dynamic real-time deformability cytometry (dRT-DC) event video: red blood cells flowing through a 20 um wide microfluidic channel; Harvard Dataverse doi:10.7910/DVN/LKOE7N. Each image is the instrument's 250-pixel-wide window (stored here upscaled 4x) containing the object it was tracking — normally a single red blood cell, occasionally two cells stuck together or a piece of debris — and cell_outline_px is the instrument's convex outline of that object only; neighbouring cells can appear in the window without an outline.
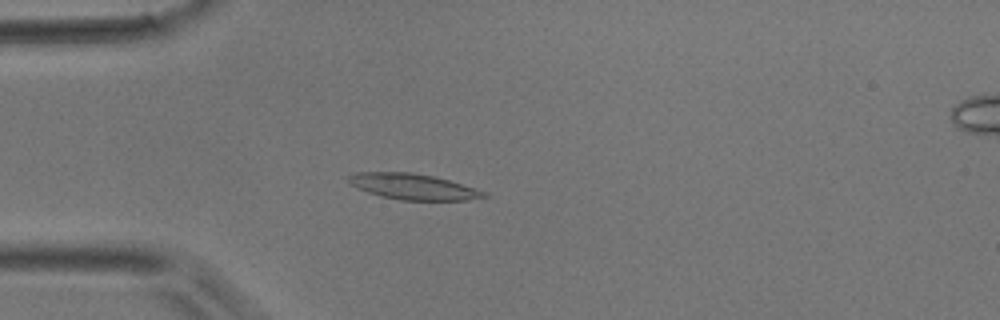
{"species": "common noctule bat (a hibernating species)", "species_latin": "Nyctalus noctula", "temperature_condition": "room temperature", "stored_images_in_passage": 47, "camera_frame_rate_fps": 3000, "um_per_image_px": 0.085, "animal": {"sex": "male", "body_mass_g": 17.9}, "frame": {"image": 1, "passage_image": 13, "time_ms": 4.0, "image_size_px": [1000, 320], "cell_outline_px": [[488, 196], [464, 200], [400, 200], [380, 196], [356, 188], [348, 184], [348, 176], [356, 172], [412, 172], [432, 176], [448, 180], [476, 188], [488, 192]], "centroid_in_image_um": [35.08, 15.86], "position_along_channel_um": 49.9, "area_um2": 20.4}}
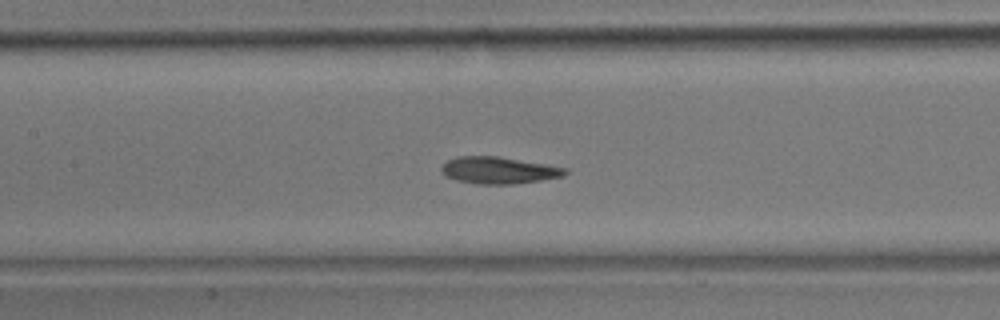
{"frame": {"image": 2, "passage_image": 22, "time_ms": 7.0, "image_size_px": [1000, 320], "cell_outline_px": [[568, 172], [564, 176], [540, 180], [512, 184], [480, 184], [456, 180], [444, 176], [440, 168], [448, 160], [456, 156], [500, 156], [568, 168]], "centroid_in_image_um": [42.39, 14.47], "position_along_channel_um": 165.0, "area_um2": 19.42}}
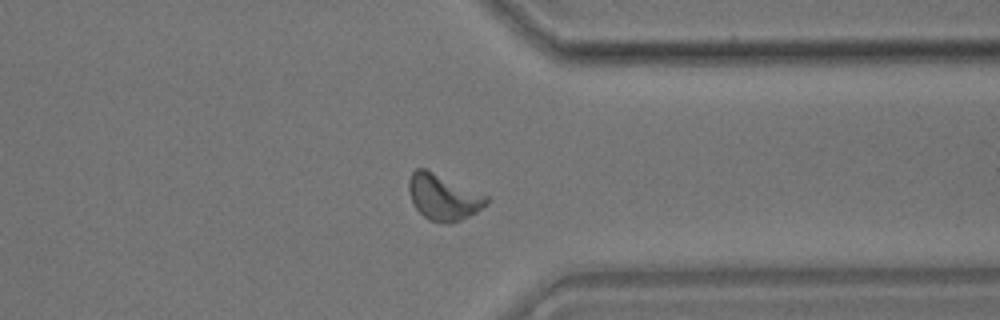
{"frame": {"image": 3, "passage_image": 37, "time_ms": 12.0, "image_size_px": [1000, 320], "cell_outline_px": [[488, 204], [476, 212], [460, 220], [448, 224], [444, 224], [428, 220], [416, 208], [408, 192], [408, 180], [412, 172], [416, 168], [424, 168], [488, 196]], "centroid_in_image_um": [37.66, 16.77], "position_along_channel_um": 373.7, "area_um2": 20.63}}